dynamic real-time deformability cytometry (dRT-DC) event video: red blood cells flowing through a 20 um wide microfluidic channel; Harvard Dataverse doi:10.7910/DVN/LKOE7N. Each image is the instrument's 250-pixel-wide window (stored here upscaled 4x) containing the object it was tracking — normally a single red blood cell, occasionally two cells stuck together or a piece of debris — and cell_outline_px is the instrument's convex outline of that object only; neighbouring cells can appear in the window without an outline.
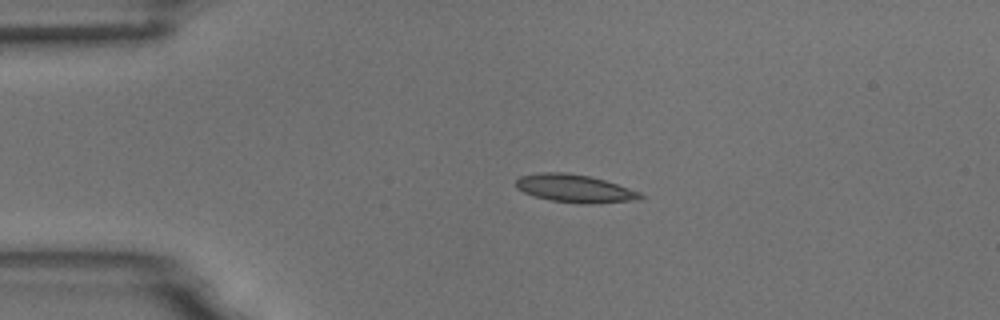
{"species": "common noctule bat (a hibernating species)", "species_latin": "Nyctalus noctula", "temperature_condition": "room temperature", "stored_images_in_passage": 4, "camera_frame_rate_fps": 3000, "um_per_image_px": 0.085, "animal": {"sex": "male", "body_mass_g": 18.8}, "frame": {"image": 1, "passage_image": 3, "time_ms": 0.667, "image_size_px": [1000, 320], "cell_outline_px": [[644, 196], [640, 200], [584, 204], [580, 204], [552, 200], [536, 196], [524, 192], [516, 188], [516, 180], [520, 176], [540, 172], [564, 172], [588, 176], [604, 180], [640, 192]], "centroid_in_image_um": [48.85, 16.02], "position_along_channel_um": 36.1, "area_um2": 20.06}}